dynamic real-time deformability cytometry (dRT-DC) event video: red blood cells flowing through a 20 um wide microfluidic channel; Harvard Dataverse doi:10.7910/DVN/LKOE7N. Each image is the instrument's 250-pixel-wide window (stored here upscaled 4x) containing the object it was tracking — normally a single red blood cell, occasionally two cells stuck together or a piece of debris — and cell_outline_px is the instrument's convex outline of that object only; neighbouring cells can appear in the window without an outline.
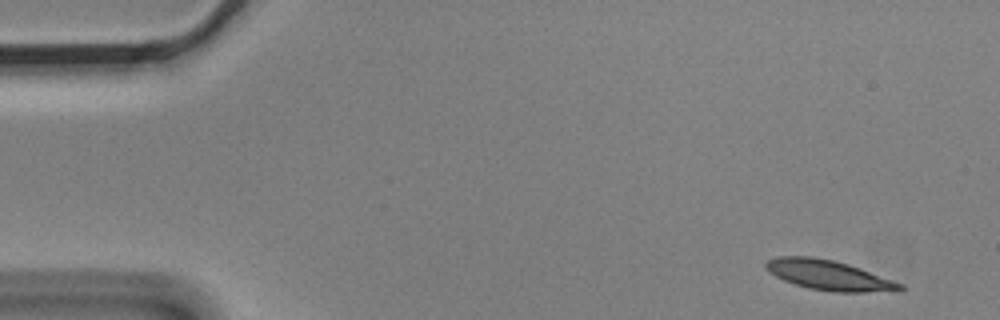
{"species": "Egyptian fruit bat (a non-hibernating species)", "species_latin": "Rousettus aegyptiacus", "temperature_condition": "cold", "stored_images_in_passage": 6, "camera_frame_rate_fps": 3000, "um_per_image_px": 0.085, "animal": {"sex": "male"}, "frame": {"image": 1, "passage_image": 1, "time_ms": 0.0, "image_size_px": [1000, 320], "cell_outline_px": [[904, 288], [864, 292], [832, 292], [808, 288], [784, 280], [768, 272], [764, 268], [764, 264], [768, 260], [776, 256], [812, 256], [832, 260], [848, 264], [860, 268], [904, 284]], "centroid_in_image_um": [70.36, 23.37], "position_along_channel_um": 14.6, "area_um2": 23.12}}
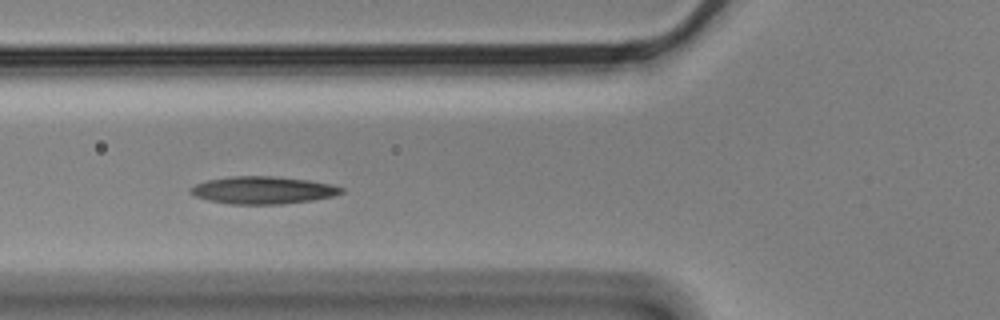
{"frame": {"image": 2, "passage_image": 5, "time_ms": 1.333, "image_size_px": [1000, 320], "cell_outline_px": [[344, 192], [332, 196], [312, 200], [280, 204], [232, 204], [208, 200], [196, 196], [188, 192], [188, 188], [196, 184], [208, 180], [228, 176], [276, 176], [308, 180], [332, 184], [344, 188]], "centroid_in_image_um": [22.34, 16.15], "position_along_channel_um": 103.5, "area_um2": 24.16}}
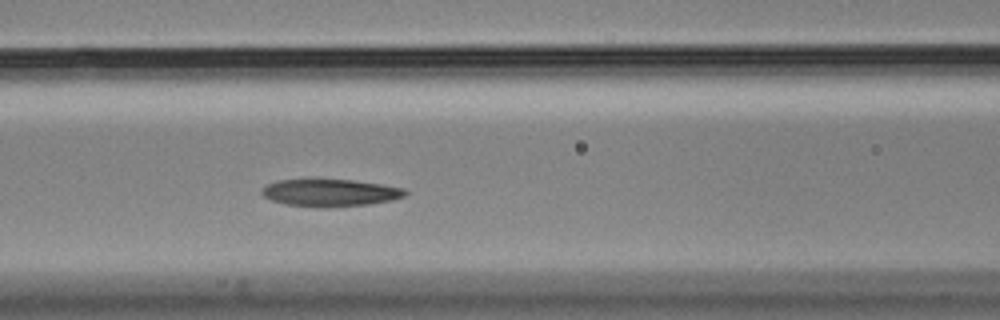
{"frame": {"image": 3, "passage_image": 6, "time_ms": 1.667, "image_size_px": [1000, 320], "cell_outline_px": [[408, 192], [404, 196], [392, 200], [368, 204], [324, 208], [320, 208], [284, 204], [272, 200], [264, 196], [260, 192], [268, 184], [276, 180], [356, 180], [404, 188]], "centroid_in_image_um": [28.07, 16.39], "position_along_channel_um": 138.5, "area_um2": 22.72}}